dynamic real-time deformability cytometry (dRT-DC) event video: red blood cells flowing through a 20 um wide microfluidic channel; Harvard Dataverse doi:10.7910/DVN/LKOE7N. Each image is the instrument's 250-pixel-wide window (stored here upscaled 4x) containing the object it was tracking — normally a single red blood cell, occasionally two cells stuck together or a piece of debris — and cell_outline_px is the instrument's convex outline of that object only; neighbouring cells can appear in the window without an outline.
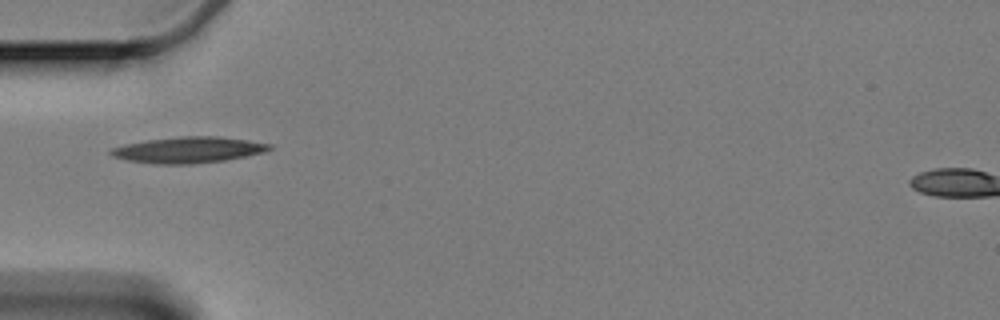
{"species": "Egyptian fruit bat (a non-hibernating species)", "species_latin": "Rousettus aegyptiacus", "temperature_condition": "cold", "stored_images_in_passage": 35, "camera_frame_rate_fps": 3000, "um_per_image_px": 0.085, "animal": {"sex": "female"}, "frame": {"image": 1, "passage_image": 1, "time_ms": 0.0, "image_size_px": [1000, 320], "cell_outline_px": [[272, 148], [264, 152], [224, 160], [192, 164], [152, 164], [128, 160], [112, 156], [108, 152], [112, 148], [128, 144], [148, 140], [180, 136], [220, 136], [248, 140], [272, 144]], "centroid_in_image_um": [16.03, 12.74], "position_along_channel_um": 69.0, "area_um2": 23.93}}
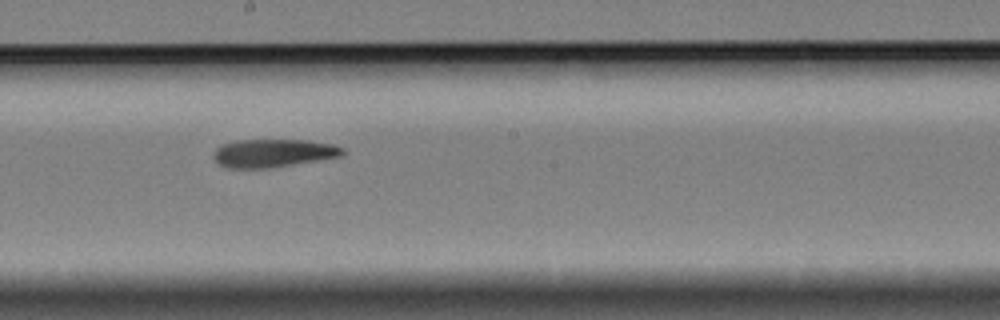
{"frame": {"image": 2, "passage_image": 15, "time_ms": 4.667, "image_size_px": [1000, 320], "cell_outline_px": [[344, 152], [340, 156], [316, 160], [264, 168], [228, 168], [220, 164], [216, 160], [216, 148], [224, 144], [236, 140], [308, 140], [332, 144], [344, 148]], "centroid_in_image_um": [23.24, 13.0], "position_along_channel_um": 225.0, "area_um2": 20.58}}
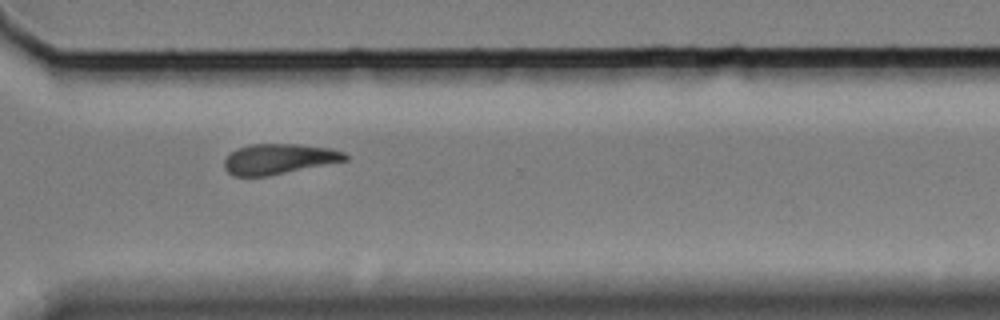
{"frame": {"image": 3, "passage_image": 26, "time_ms": 8.333, "image_size_px": [1000, 320], "cell_outline_px": [[348, 160], [268, 176], [232, 176], [224, 168], [224, 160], [236, 148], [252, 144], [296, 144], [332, 148], [344, 152], [348, 156]], "centroid_in_image_um": [23.71, 13.51], "position_along_channel_um": 346.9, "area_um2": 21.39}, "authors_computed_cell_mechanics": {"area_um2": 21.5594, "velocity_mm_per_s": 3.3279, "shape_relaxation_time_tau1_ms": 7.7203, "shape_relaxation_time_tau2_ms": 5.9489, "deformation_change_tau1": 0.1768, "deformation_change_tau2": 0.1596}}